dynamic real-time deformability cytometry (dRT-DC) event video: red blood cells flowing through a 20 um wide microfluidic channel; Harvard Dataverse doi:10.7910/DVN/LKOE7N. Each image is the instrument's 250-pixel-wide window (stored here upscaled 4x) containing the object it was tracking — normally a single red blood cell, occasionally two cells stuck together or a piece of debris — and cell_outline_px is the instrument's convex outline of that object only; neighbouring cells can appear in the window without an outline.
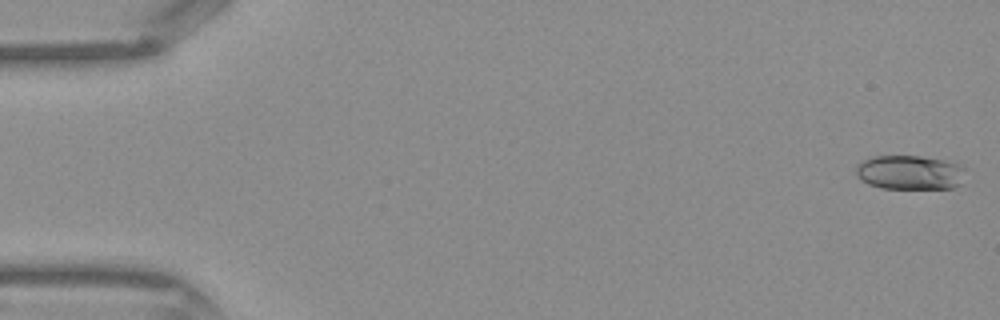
{"species": "Egyptian fruit bat (a non-hibernating species)", "species_latin": "Rousettus aegyptiacus", "temperature_condition": "warm", "stored_images_in_passage": 43, "camera_frame_rate_fps": 3000, "um_per_image_px": 0.085, "frame": {"image": 1, "passage_image": 1, "time_ms": 0.0, "image_size_px": [1000, 320], "cell_outline_px": [[964, 168], [960, 184], [952, 188], [880, 188], [868, 184], [860, 180], [856, 176], [856, 164], [872, 156], [920, 156], [944, 160], [960, 164]], "centroid_in_image_um": [77.28, 14.65], "position_along_channel_um": 7.7, "area_um2": 21.91}}
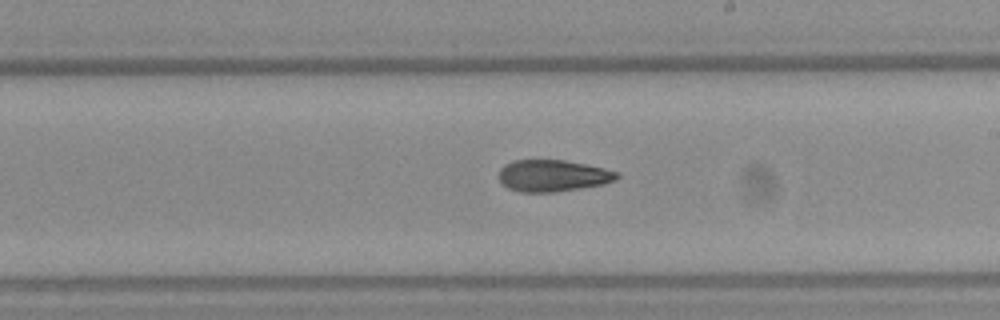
{"frame": {"image": 2, "passage_image": 25, "time_ms": 8.0, "image_size_px": [1000, 320], "cell_outline_px": [[620, 176], [616, 180], [604, 184], [552, 192], [520, 192], [508, 188], [500, 180], [500, 168], [504, 164], [512, 160], [564, 160], [588, 164], [620, 172]], "centroid_in_image_um": [47.02, 14.92], "position_along_channel_um": 242.0, "area_um2": 21.85}}
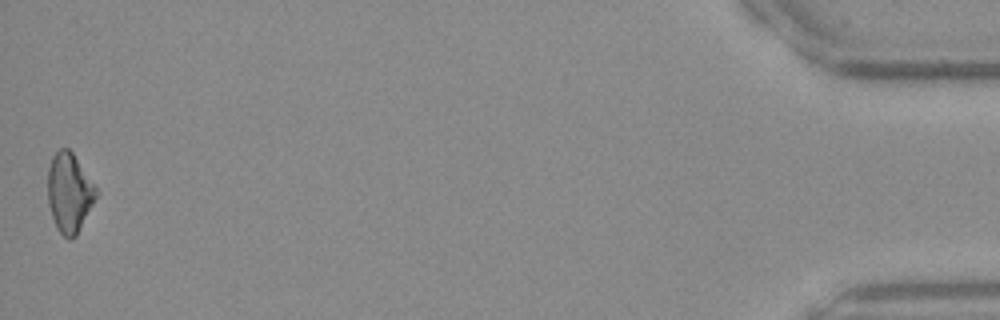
{"frame": {"image": 3, "passage_image": 43, "time_ms": 14.0, "image_size_px": [1000, 320], "cell_outline_px": [[96, 196], [76, 236], [68, 240], [56, 228], [48, 204], [48, 168], [52, 156], [60, 148], [68, 148], [72, 152], [96, 188]], "centroid_in_image_um": [5.85, 16.38], "position_along_channel_um": 429.3, "area_um2": 21.91}}